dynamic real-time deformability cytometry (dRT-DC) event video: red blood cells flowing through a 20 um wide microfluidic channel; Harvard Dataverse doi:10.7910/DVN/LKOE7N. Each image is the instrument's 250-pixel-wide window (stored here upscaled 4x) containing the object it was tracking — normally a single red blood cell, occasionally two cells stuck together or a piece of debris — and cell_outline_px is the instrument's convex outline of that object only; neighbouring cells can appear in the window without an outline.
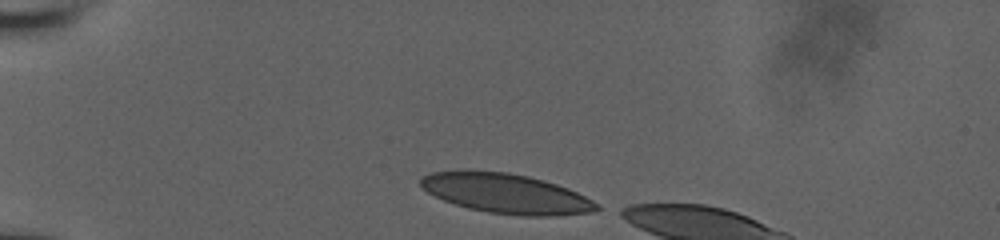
{"species": "human", "species_latin": "Homo sapiens", "temperature_condition": "room temperature", "stored_images_in_passage": 11, "camera_frame_rate_fps": 3000, "um_per_image_px": 0.085, "donor": {"sex": "male"}, "frame": {"image": 1, "passage_image": 1, "time_ms": 0.0, "image_size_px": [1000, 240], "cell_outline_px": [[600, 208], [592, 212], [544, 216], [528, 216], [488, 212], [468, 208], [444, 200], [428, 192], [420, 184], [420, 180], [424, 176], [432, 172], [508, 172], [528, 176], [544, 180], [568, 188], [600, 204]], "centroid_in_image_um": [43.07, 16.47], "position_along_channel_um": 41.9, "area_um2": 39.82}}